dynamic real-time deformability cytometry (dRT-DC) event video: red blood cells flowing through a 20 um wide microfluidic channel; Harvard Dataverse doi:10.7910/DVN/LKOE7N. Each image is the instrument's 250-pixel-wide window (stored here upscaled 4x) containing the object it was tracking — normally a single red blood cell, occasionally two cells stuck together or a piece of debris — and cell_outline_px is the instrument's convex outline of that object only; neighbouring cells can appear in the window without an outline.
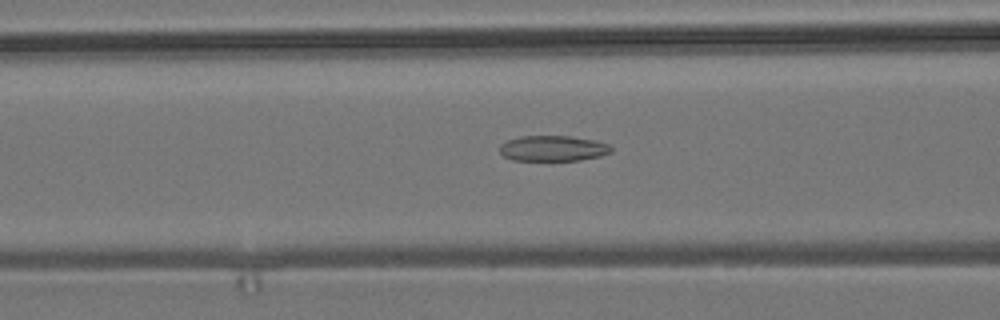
{"species": "common noctule bat (a hibernating species)", "species_latin": "Nyctalus noctula", "temperature_condition": "room temperature", "stored_images_in_passage": 50, "camera_frame_rate_fps": 3000, "um_per_image_px": 0.085, "animal": {"sex": "male", "body_mass_g": 19.2, "forearm_length_mm": 51.8}, "frame": {"image": 1, "passage_image": 21, "time_ms": 6.667, "image_size_px": [1000, 320], "cell_outline_px": [[612, 152], [600, 156], [580, 160], [512, 160], [504, 156], [500, 152], [500, 144], [508, 140], [520, 136], [568, 136], [596, 140], [608, 144], [612, 148]], "centroid_in_image_um": [47.01, 12.61], "position_along_channel_um": 119.6, "area_um2": 16.59}}
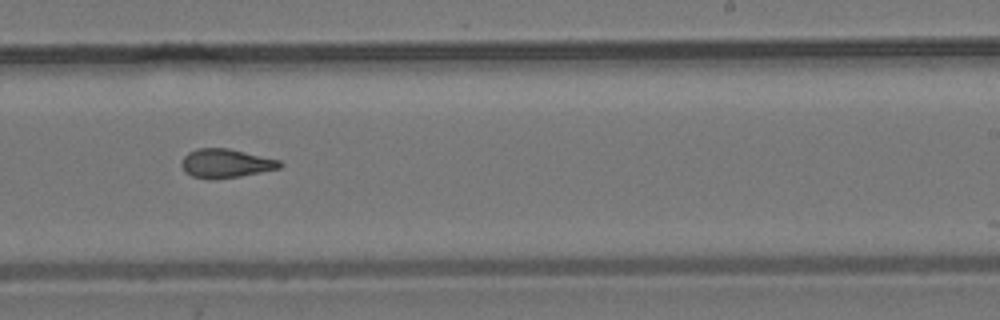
{"frame": {"image": 2, "passage_image": 33, "time_ms": 10.667, "image_size_px": [1000, 320], "cell_outline_px": [[284, 164], [280, 168], [240, 176], [212, 180], [192, 176], [184, 172], [180, 164], [180, 160], [188, 152], [196, 148], [228, 148], [280, 160]], "centroid_in_image_um": [19.15, 13.88], "position_along_channel_um": 269.8, "area_um2": 16.7}}
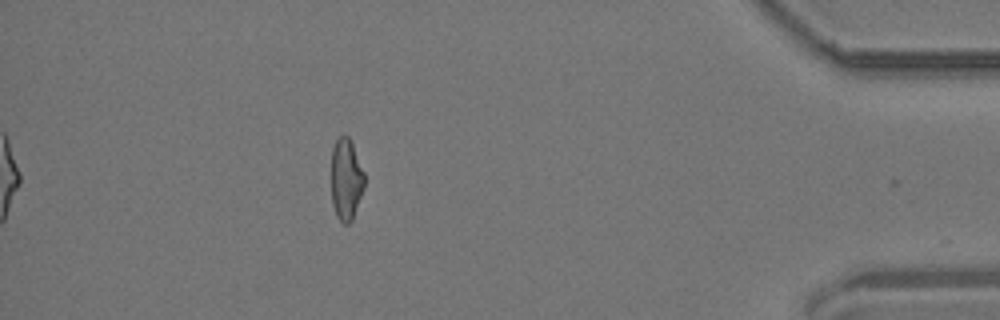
{"frame": {"image": 3, "passage_image": 48, "time_ms": 15.667, "image_size_px": [1000, 320], "cell_outline_px": [[364, 188], [352, 220], [348, 224], [344, 224], [336, 216], [332, 204], [332, 148], [336, 140], [344, 132], [348, 136], [352, 144], [364, 172]], "centroid_in_image_um": [29.41, 15.24], "position_along_channel_um": 405.8, "area_um2": 15.72}, "authors_computed_cell_mechanics": {"area_um2": 16.9643, "velocity_mm_per_s": 3.7597, "shape_relaxation_time_tau1_ms": null, "shape_relaxation_time_tau2_ms": 2.8115, "deformation_change_tau1": null, "deformation_change_tau2": 0.1013}}